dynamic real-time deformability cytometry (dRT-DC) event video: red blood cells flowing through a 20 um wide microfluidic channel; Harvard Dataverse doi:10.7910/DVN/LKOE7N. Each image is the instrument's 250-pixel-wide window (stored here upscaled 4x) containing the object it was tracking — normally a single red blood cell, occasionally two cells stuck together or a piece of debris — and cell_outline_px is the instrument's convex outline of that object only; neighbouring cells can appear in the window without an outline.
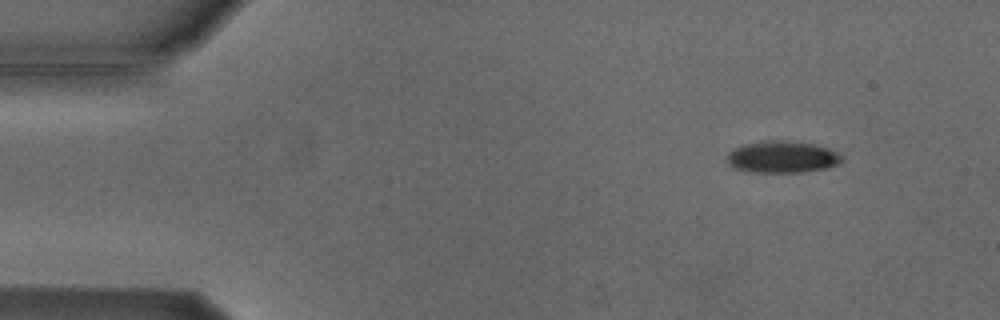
{"species": "Egyptian fruit bat (a non-hibernating species)", "species_latin": "Rousettus aegyptiacus", "temperature_condition": "cold", "stored_images_in_passage": 4, "camera_frame_rate_fps": 3000, "um_per_image_px": 0.085, "animal": {"sex": "male"}, "frame": {"image": 1, "passage_image": 1, "time_ms": 0.0, "image_size_px": [1000, 320], "cell_outline_px": [[844, 160], [828, 168], [804, 172], [752, 172], [736, 168], [728, 164], [728, 152], [732, 148], [744, 144], [760, 140], [792, 140], [816, 144], [840, 152], [844, 156]], "centroid_in_image_um": [66.53, 13.32], "position_along_channel_um": 18.5, "area_um2": 21.79}}
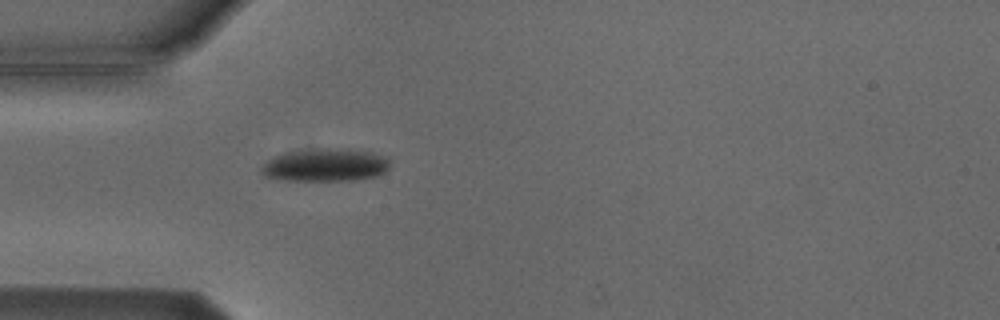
{"frame": {"image": 2, "passage_image": 4, "time_ms": 3.333, "image_size_px": [1000, 320], "cell_outline_px": [[392, 164], [380, 176], [356, 180], [276, 180], [264, 176], [260, 172], [260, 168], [268, 160], [276, 156], [296, 152], [328, 148], [372, 152], [388, 156]], "centroid_in_image_um": [27.73, 14.06], "position_along_channel_um": 57.3, "area_um2": 24.45}}